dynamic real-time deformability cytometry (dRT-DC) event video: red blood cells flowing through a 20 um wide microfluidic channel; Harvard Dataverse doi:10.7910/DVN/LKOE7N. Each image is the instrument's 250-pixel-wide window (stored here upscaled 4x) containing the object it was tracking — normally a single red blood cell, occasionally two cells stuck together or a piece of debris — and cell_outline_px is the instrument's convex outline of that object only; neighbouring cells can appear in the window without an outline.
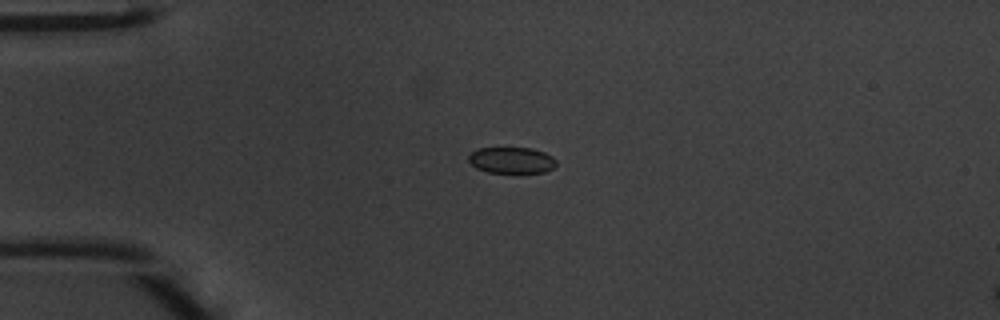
{"species": "common noctule bat (a hibernating species)", "species_latin": "Nyctalus noctula", "temperature_condition": "warm", "stored_images_in_passage": 37, "camera_frame_rate_fps": 3000, "um_per_image_px": 0.085, "animal": {"sex": "male", "body_mass_g": 20.1, "forearm_length_mm": 53.5}, "frame": {"image": 1, "passage_image": 1, "time_ms": 0.0, "image_size_px": [1000, 320], "cell_outline_px": [[556, 164], [552, 168], [544, 172], [488, 172], [476, 168], [468, 160], [468, 156], [476, 148], [532, 148], [544, 152], [552, 156], [556, 160]], "centroid_in_image_um": [43.47, 13.61], "position_along_channel_um": 41.5, "area_um2": 13.29}}
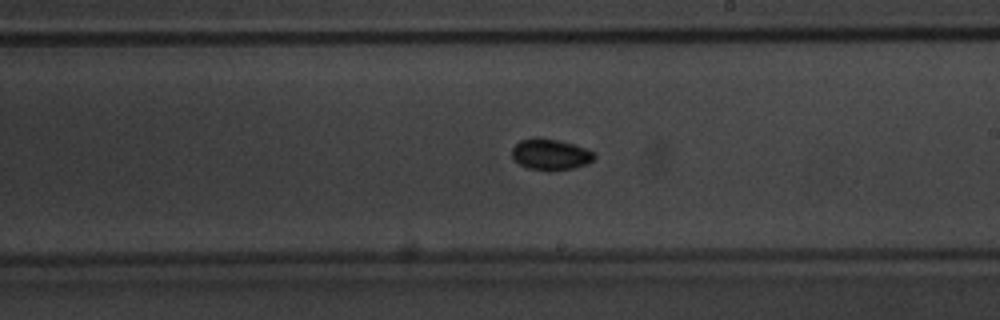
{"frame": {"image": 2, "passage_image": 17, "time_ms": 5.333, "image_size_px": [1000, 320], "cell_outline_px": [[596, 156], [588, 164], [572, 168], [548, 172], [528, 168], [520, 164], [512, 156], [512, 148], [520, 140], [536, 136], [540, 136], [572, 144], [596, 152]], "centroid_in_image_um": [46.79, 13.13], "position_along_channel_um": 242.2, "area_um2": 15.09}}
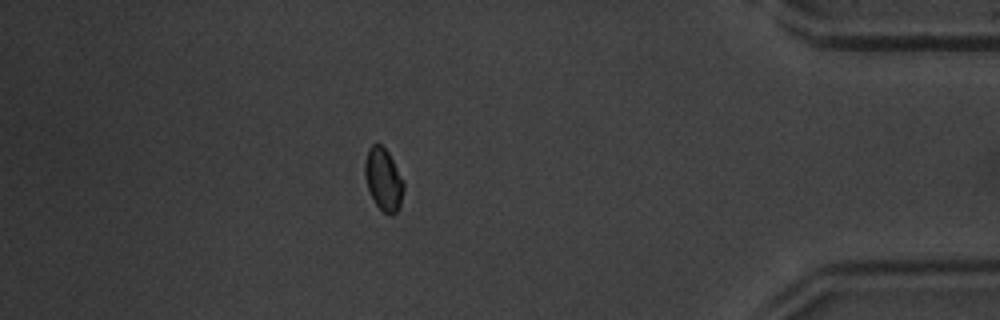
{"frame": {"image": 3, "passage_image": 31, "time_ms": 10.0, "image_size_px": [1000, 320], "cell_outline_px": [[404, 188], [400, 204], [396, 212], [392, 216], [388, 216], [376, 204], [368, 188], [364, 176], [364, 164], [368, 148], [372, 144], [380, 144], [388, 152], [404, 180]], "centroid_in_image_um": [32.59, 15.25], "position_along_channel_um": 402.6, "area_um2": 14.1}, "authors_computed_cell_mechanics": {"area_um2": 14.161, "velocity_mm_per_s": 4.2636, "shape_relaxation_time_tau1_ms": 0.9256, "shape_relaxation_time_tau2_ms": null, "deformation_change_tau1": 0.0659, "deformation_change_tau2": null}}